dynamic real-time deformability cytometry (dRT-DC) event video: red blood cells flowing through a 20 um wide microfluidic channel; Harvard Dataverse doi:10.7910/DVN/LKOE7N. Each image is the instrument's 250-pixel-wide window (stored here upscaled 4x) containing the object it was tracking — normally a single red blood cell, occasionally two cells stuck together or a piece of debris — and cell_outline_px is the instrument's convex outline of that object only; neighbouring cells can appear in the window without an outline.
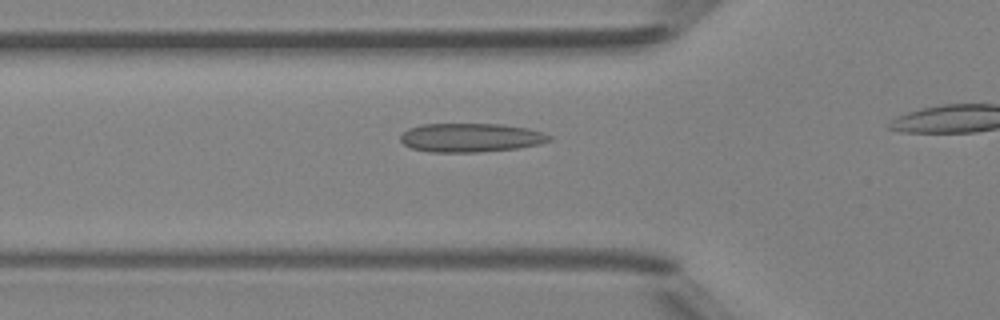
{"species": "Egyptian fruit bat (a non-hibernating species)", "species_latin": "Rousettus aegyptiacus", "temperature_condition": "room temperature", "stored_images_in_passage": 32, "camera_frame_rate_fps": 3000, "um_per_image_px": 0.085, "animal": {"sex": "female"}, "frame": {"image": 1, "passage_image": 9, "time_ms": 2.667, "image_size_px": [1000, 320], "cell_outline_px": [[552, 140], [540, 144], [520, 148], [476, 152], [428, 152], [412, 148], [404, 144], [400, 140], [400, 136], [408, 128], [420, 124], [504, 124], [528, 128], [544, 132], [552, 136]], "centroid_in_image_um": [40.05, 11.69], "position_along_channel_um": 85.8, "area_um2": 25.26}}
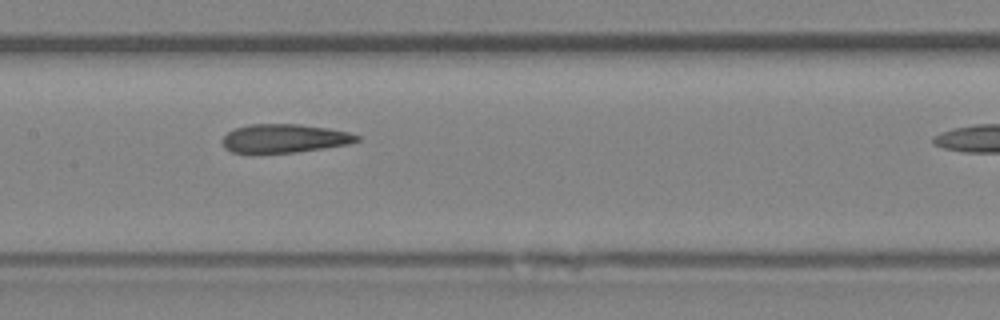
{"frame": {"image": 2, "passage_image": 16, "time_ms": 5.0, "image_size_px": [1000, 320], "cell_outline_px": [[360, 140], [352, 144], [296, 152], [248, 156], [232, 152], [224, 148], [220, 140], [228, 132], [236, 128], [248, 124], [300, 124], [328, 128], [348, 132], [360, 136]], "centroid_in_image_um": [24.11, 11.81], "position_along_channel_um": 183.3, "area_um2": 23.35}}
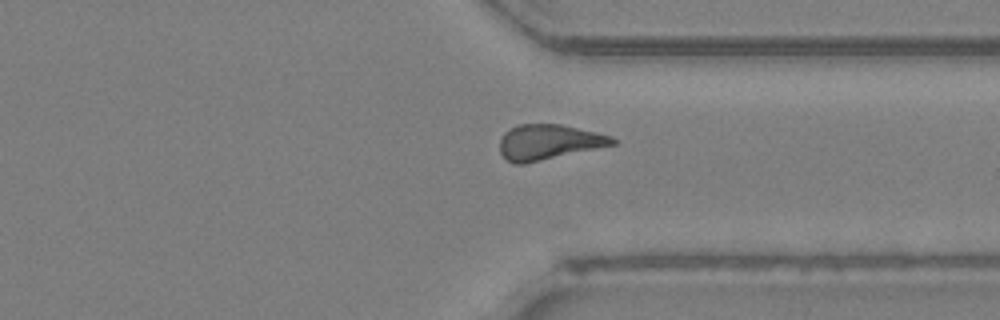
{"frame": {"image": 3, "passage_image": 29, "time_ms": 9.333, "image_size_px": [1000, 320], "cell_outline_px": [[616, 144], [524, 164], [516, 164], [508, 160], [500, 152], [500, 140], [504, 132], [508, 128], [520, 124], [560, 124], [596, 132], [612, 136], [616, 140]], "centroid_in_image_um": [46.62, 12.07], "position_along_channel_um": 364.8, "area_um2": 23.0}}